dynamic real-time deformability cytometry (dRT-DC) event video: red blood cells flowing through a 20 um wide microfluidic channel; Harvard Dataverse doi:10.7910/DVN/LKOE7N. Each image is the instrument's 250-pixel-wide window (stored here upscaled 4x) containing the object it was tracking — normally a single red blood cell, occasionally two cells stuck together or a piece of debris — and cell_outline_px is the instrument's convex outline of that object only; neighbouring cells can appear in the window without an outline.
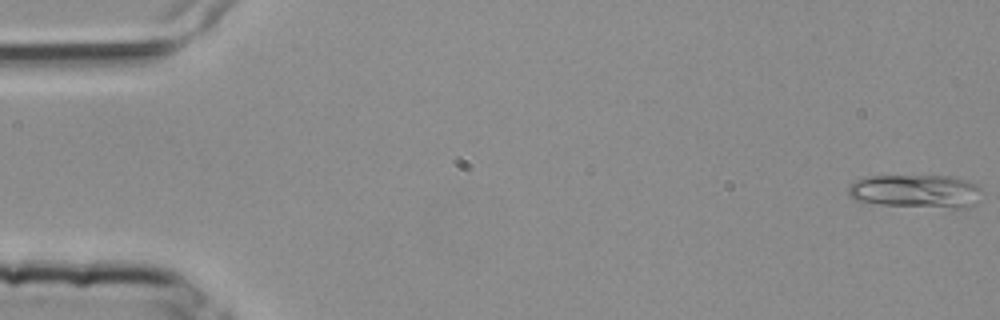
{"species": "common noctule bat (a hibernating species)", "species_latin": "Nyctalus noctula", "temperature_condition": "room temperature", "stored_images_in_passage": 4, "camera_frame_rate_fps": 3000, "um_per_image_px": 0.085, "animal": {"sex": "female", "body_mass_g": 25.1}, "frame": {"image": 1, "passage_image": 1, "time_ms": 0.0, "image_size_px": [1000, 320], "cell_outline_px": [[984, 192], [980, 200], [976, 204], [968, 208], [956, 208], [880, 204], [856, 200], [848, 192], [848, 184], [856, 180], [868, 176], [948, 176], [964, 180], [980, 188]], "centroid_in_image_um": [77.89, 16.26], "position_along_channel_um": 7.1, "area_um2": 25.89}}
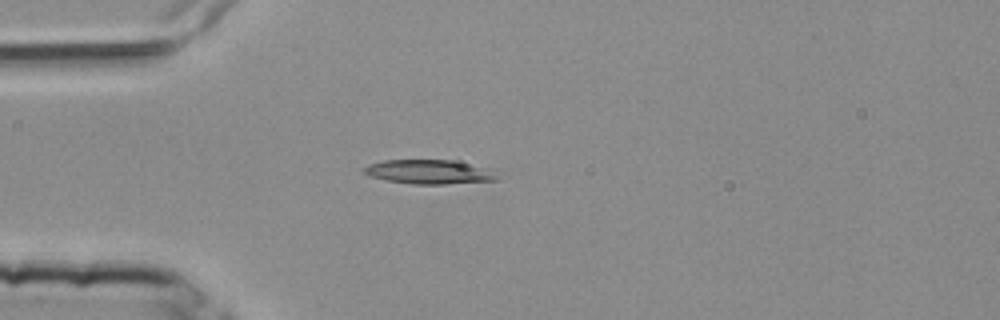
{"frame": {"image": 2, "passage_image": 4, "time_ms": 1.0, "image_size_px": [1000, 320], "cell_outline_px": [[500, 180], [444, 184], [412, 184], [388, 180], [372, 176], [364, 172], [364, 168], [368, 164], [384, 160], [452, 160], [484, 168], [496, 176]], "centroid_in_image_um": [36.43, 14.61], "position_along_channel_um": 48.6, "area_um2": 18.26}}